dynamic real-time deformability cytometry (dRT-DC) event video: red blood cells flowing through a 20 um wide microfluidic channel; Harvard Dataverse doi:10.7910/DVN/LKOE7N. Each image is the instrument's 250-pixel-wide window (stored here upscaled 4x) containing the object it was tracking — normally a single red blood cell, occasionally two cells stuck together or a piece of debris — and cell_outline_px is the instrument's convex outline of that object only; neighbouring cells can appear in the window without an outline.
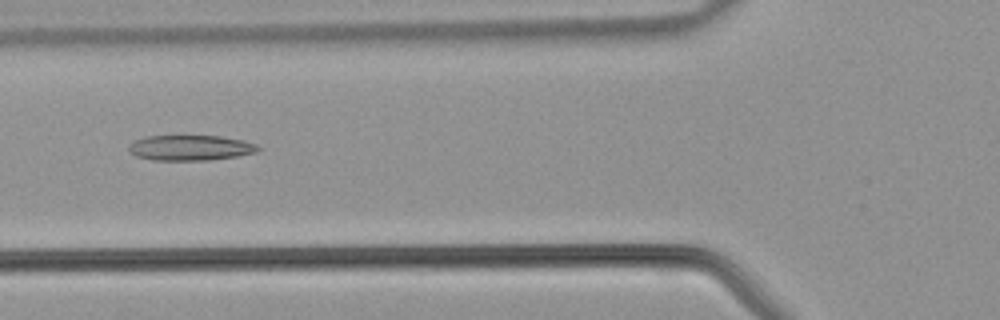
{"species": "common noctule bat (a hibernating species)", "species_latin": "Nyctalus noctula", "temperature_condition": "warm", "stored_images_in_passage": 30, "camera_frame_rate_fps": 3000, "um_per_image_px": 0.085, "animal": {"sex": "male", "body_mass_g": 21.5, "forearm_length_mm": 52.0}, "frame": {"image": 1, "passage_image": 7, "time_ms": 2.0, "image_size_px": [1000, 320], "cell_outline_px": [[260, 148], [256, 152], [236, 156], [208, 160], [152, 160], [136, 156], [128, 152], [128, 148], [136, 140], [144, 136], [184, 132], [220, 136], [244, 140], [256, 144]], "centroid_in_image_um": [16.14, 12.5], "position_along_channel_um": 109.7, "area_um2": 20.11}}
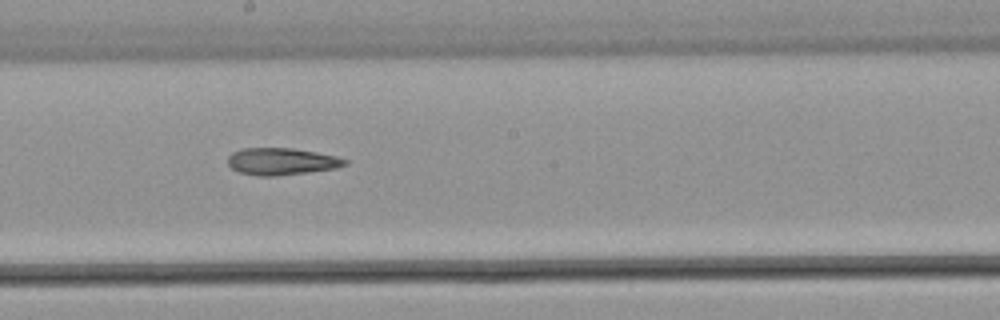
{"frame": {"image": 2, "passage_image": 14, "time_ms": 4.333, "image_size_px": [1000, 320], "cell_outline_px": [[348, 164], [336, 168], [308, 172], [276, 176], [256, 176], [240, 172], [232, 168], [228, 164], [228, 156], [232, 152], [240, 148], [292, 148], [316, 152], [336, 156], [348, 160]], "centroid_in_image_um": [23.92, 13.72], "position_along_channel_um": 224.3, "area_um2": 18.5}}
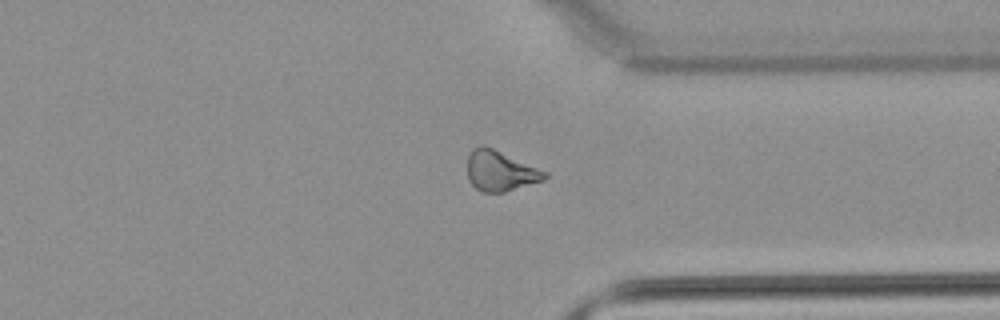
{"frame": {"image": 3, "passage_image": 23, "time_ms": 7.333, "image_size_px": [1000, 320], "cell_outline_px": [[548, 176], [544, 180], [504, 192], [480, 192], [468, 180], [468, 156], [472, 148], [480, 144], [484, 144], [548, 172]], "centroid_in_image_um": [42.51, 14.51], "position_along_channel_um": 368.9, "area_um2": 18.26}}